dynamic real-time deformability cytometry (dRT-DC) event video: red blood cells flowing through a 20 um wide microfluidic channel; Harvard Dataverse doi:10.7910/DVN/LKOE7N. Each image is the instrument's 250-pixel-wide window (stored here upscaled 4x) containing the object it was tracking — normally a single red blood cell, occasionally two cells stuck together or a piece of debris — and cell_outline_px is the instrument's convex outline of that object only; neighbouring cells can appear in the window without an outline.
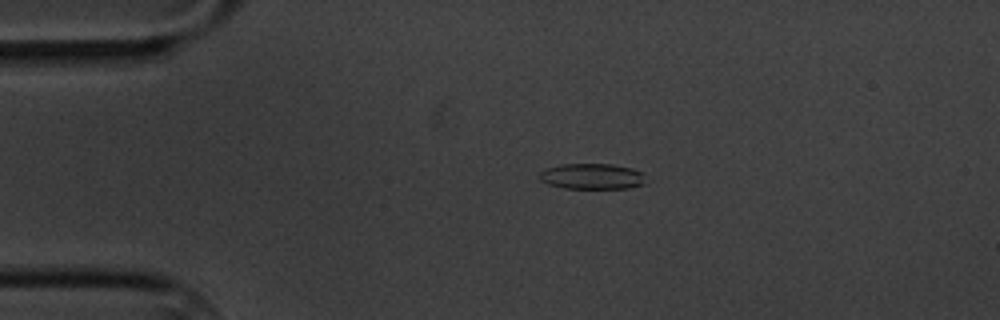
{"species": "common noctule bat (a hibernating species)", "species_latin": "Nyctalus noctula", "temperature_condition": "cold", "stored_images_in_passage": 9, "camera_frame_rate_fps": 3000, "um_per_image_px": 0.085, "animal": {"sex": "male", "body_mass_g": 20.1, "forearm_length_mm": 53.5}, "frame": {"image": 1, "passage_image": 2, "time_ms": 1.333, "image_size_px": [1000, 320], "cell_outline_px": [[644, 184], [628, 188], [564, 188], [548, 184], [540, 180], [536, 176], [544, 168], [564, 164], [612, 164], [632, 168], [644, 172]], "centroid_in_image_um": [50.3, 14.98], "position_along_channel_um": 34.7, "area_um2": 16.07}}
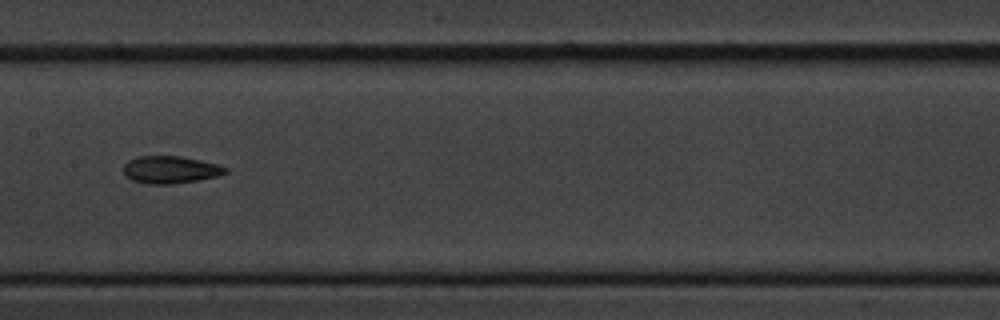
{"frame": {"image": 2, "passage_image": 7, "time_ms": 7.0, "image_size_px": [1000, 320], "cell_outline_px": [[228, 172], [216, 176], [200, 180], [172, 184], [148, 184], [132, 180], [124, 172], [124, 164], [128, 160], [140, 156], [180, 156], [220, 164], [228, 168]], "centroid_in_image_um": [14.52, 14.42], "position_along_channel_um": 192.9, "area_um2": 16.3}}
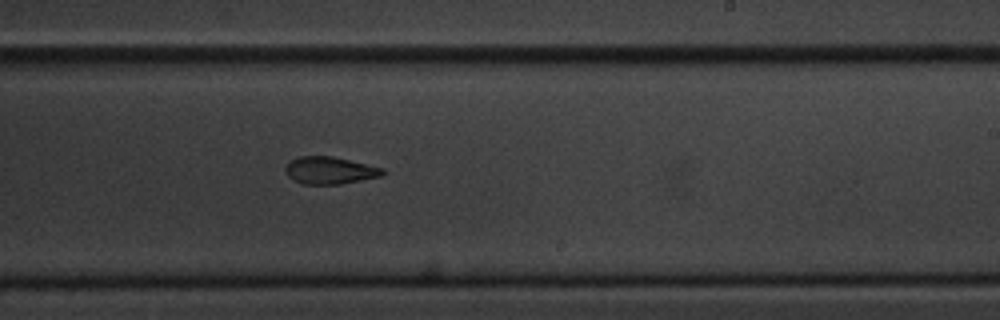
{"frame": {"image": 3, "passage_image": 9, "time_ms": 9.0, "image_size_px": [1000, 320], "cell_outline_px": [[388, 172], [384, 176], [340, 184], [304, 184], [292, 180], [288, 176], [284, 168], [292, 160], [300, 156], [332, 156], [384, 168]], "centroid_in_image_um": [28.09, 14.49], "position_along_channel_um": 260.9, "area_um2": 15.55}}